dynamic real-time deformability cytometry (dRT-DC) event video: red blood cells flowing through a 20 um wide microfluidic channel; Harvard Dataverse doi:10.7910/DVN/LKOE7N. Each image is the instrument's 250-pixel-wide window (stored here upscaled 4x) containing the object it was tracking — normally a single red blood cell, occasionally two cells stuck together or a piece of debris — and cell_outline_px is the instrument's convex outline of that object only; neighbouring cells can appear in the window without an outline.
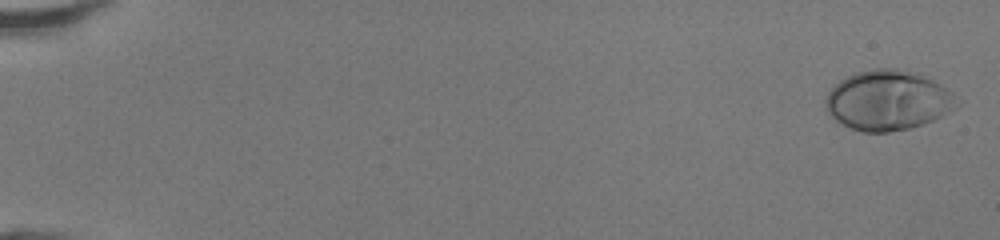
{"species": "human", "species_latin": "Homo sapiens", "temperature_condition": "room temperature", "stored_images_in_passage": 23, "camera_frame_rate_fps": 3000, "um_per_image_px": 0.085, "donor": {"sex": "female"}, "frame": {"image": 1, "passage_image": 1, "time_ms": 0.0, "image_size_px": [1000, 240], "cell_outline_px": [[956, 108], [932, 120], [908, 128], [888, 132], [860, 132], [836, 120], [824, 108], [824, 100], [828, 92], [840, 80], [856, 72], [872, 68], [896, 68], [916, 72], [940, 84], [952, 92]], "centroid_in_image_um": [75.42, 8.51], "position_along_channel_um": 9.6, "area_um2": 45.43}}
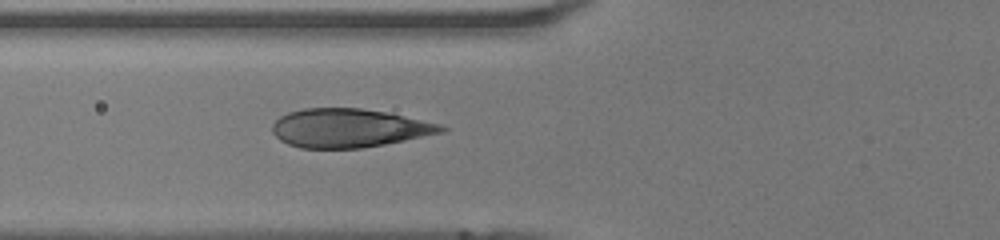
{"frame": {"image": 2, "passage_image": 20, "time_ms": 6.333, "image_size_px": [1000, 240], "cell_outline_px": [[448, 128], [444, 132], [384, 144], [360, 148], [300, 148], [288, 144], [280, 140], [272, 132], [272, 124], [280, 116], [288, 112], [304, 108], [360, 108], [384, 112], [440, 124]], "centroid_in_image_um": [29.61, 10.89], "position_along_channel_um": 96.2, "area_um2": 37.74}}
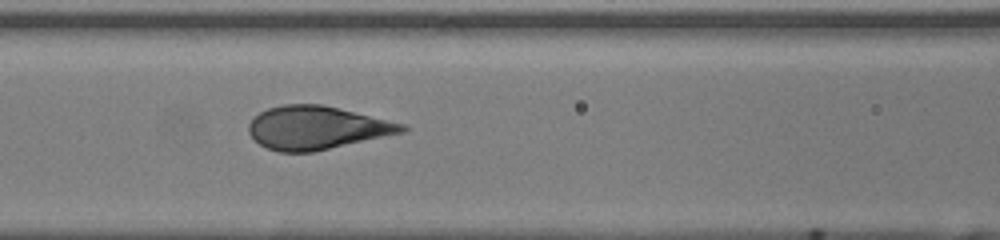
{"frame": {"image": 3, "passage_image": 23, "time_ms": 7.333, "image_size_px": [1000, 240], "cell_outline_px": [[408, 128], [404, 132], [312, 152], [280, 152], [268, 148], [260, 144], [248, 132], [248, 124], [260, 112], [268, 108], [284, 104], [320, 104], [404, 124]], "centroid_in_image_um": [26.89, 10.86], "position_along_channel_um": 139.7, "area_um2": 37.97}}